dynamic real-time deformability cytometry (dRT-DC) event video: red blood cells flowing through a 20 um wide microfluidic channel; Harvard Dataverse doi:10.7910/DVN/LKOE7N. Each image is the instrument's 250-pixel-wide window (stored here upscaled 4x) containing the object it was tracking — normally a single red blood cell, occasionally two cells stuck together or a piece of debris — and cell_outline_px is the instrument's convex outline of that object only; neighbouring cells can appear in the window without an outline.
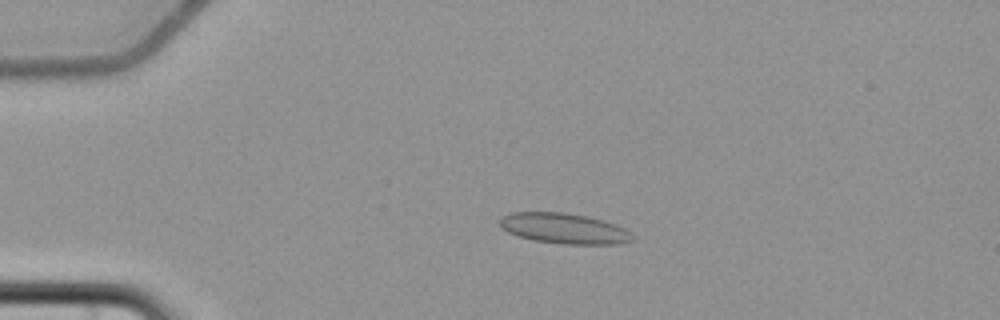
{"species": "common noctule bat (a hibernating species)", "species_latin": "Nyctalus noctula", "temperature_condition": "cold", "stored_images_in_passage": 6, "camera_frame_rate_fps": 3000, "um_per_image_px": 0.085, "animal": {"sex": "female", "body_mass_g": 22.7, "forearm_length_mm": 54.2}, "frame": {"image": 1, "passage_image": 5, "time_ms": 4.667, "image_size_px": [1000, 320], "cell_outline_px": [[636, 240], [620, 244], [560, 244], [532, 240], [508, 232], [500, 228], [500, 216], [512, 212], [564, 212], [588, 216], [604, 220], [616, 224], [624, 228], [636, 236]], "centroid_in_image_um": [47.99, 19.42], "position_along_channel_um": 37.0, "area_um2": 23.99}}